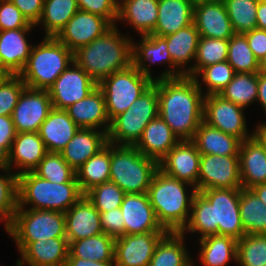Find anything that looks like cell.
<instances>
[{
  "label": "cell",
  "mask_w": 266,
  "mask_h": 266,
  "mask_svg": "<svg viewBox=\"0 0 266 266\" xmlns=\"http://www.w3.org/2000/svg\"><path fill=\"white\" fill-rule=\"evenodd\" d=\"M201 79L183 76L156 80L158 115L181 140H192L203 121Z\"/></svg>",
  "instance_id": "1"
},
{
  "label": "cell",
  "mask_w": 266,
  "mask_h": 266,
  "mask_svg": "<svg viewBox=\"0 0 266 266\" xmlns=\"http://www.w3.org/2000/svg\"><path fill=\"white\" fill-rule=\"evenodd\" d=\"M240 188H214L197 192L183 234L197 232L199 239L210 235H226L237 240L245 235L241 223Z\"/></svg>",
  "instance_id": "2"
},
{
  "label": "cell",
  "mask_w": 266,
  "mask_h": 266,
  "mask_svg": "<svg viewBox=\"0 0 266 266\" xmlns=\"http://www.w3.org/2000/svg\"><path fill=\"white\" fill-rule=\"evenodd\" d=\"M133 37L120 34L114 25L104 35L73 52V61L97 84L132 65Z\"/></svg>",
  "instance_id": "3"
},
{
  "label": "cell",
  "mask_w": 266,
  "mask_h": 266,
  "mask_svg": "<svg viewBox=\"0 0 266 266\" xmlns=\"http://www.w3.org/2000/svg\"><path fill=\"white\" fill-rule=\"evenodd\" d=\"M188 186L192 187V192L187 195ZM196 193L194 186L168 176L160 169L154 174L147 192L158 222L168 232H181L187 225Z\"/></svg>",
  "instance_id": "4"
},
{
  "label": "cell",
  "mask_w": 266,
  "mask_h": 266,
  "mask_svg": "<svg viewBox=\"0 0 266 266\" xmlns=\"http://www.w3.org/2000/svg\"><path fill=\"white\" fill-rule=\"evenodd\" d=\"M18 207L29 209L54 210L66 212L84 194L78 183H54L50 182L33 171L18 175Z\"/></svg>",
  "instance_id": "5"
},
{
  "label": "cell",
  "mask_w": 266,
  "mask_h": 266,
  "mask_svg": "<svg viewBox=\"0 0 266 266\" xmlns=\"http://www.w3.org/2000/svg\"><path fill=\"white\" fill-rule=\"evenodd\" d=\"M72 62L71 50L55 37H44L40 44L32 46L19 76L28 88L48 90Z\"/></svg>",
  "instance_id": "6"
},
{
  "label": "cell",
  "mask_w": 266,
  "mask_h": 266,
  "mask_svg": "<svg viewBox=\"0 0 266 266\" xmlns=\"http://www.w3.org/2000/svg\"><path fill=\"white\" fill-rule=\"evenodd\" d=\"M159 163L135 146L110 143V180L126 194L147 193Z\"/></svg>",
  "instance_id": "7"
},
{
  "label": "cell",
  "mask_w": 266,
  "mask_h": 266,
  "mask_svg": "<svg viewBox=\"0 0 266 266\" xmlns=\"http://www.w3.org/2000/svg\"><path fill=\"white\" fill-rule=\"evenodd\" d=\"M21 252L29 243L48 238H66L65 213L54 210L17 208L6 228Z\"/></svg>",
  "instance_id": "8"
},
{
  "label": "cell",
  "mask_w": 266,
  "mask_h": 266,
  "mask_svg": "<svg viewBox=\"0 0 266 266\" xmlns=\"http://www.w3.org/2000/svg\"><path fill=\"white\" fill-rule=\"evenodd\" d=\"M158 116L156 80L125 111L115 116L107 133L108 142L115 145L135 146L145 127Z\"/></svg>",
  "instance_id": "9"
},
{
  "label": "cell",
  "mask_w": 266,
  "mask_h": 266,
  "mask_svg": "<svg viewBox=\"0 0 266 266\" xmlns=\"http://www.w3.org/2000/svg\"><path fill=\"white\" fill-rule=\"evenodd\" d=\"M152 84L153 80L143 75L133 65L103 79L98 87L104 94L110 121L125 112Z\"/></svg>",
  "instance_id": "10"
},
{
  "label": "cell",
  "mask_w": 266,
  "mask_h": 266,
  "mask_svg": "<svg viewBox=\"0 0 266 266\" xmlns=\"http://www.w3.org/2000/svg\"><path fill=\"white\" fill-rule=\"evenodd\" d=\"M243 109L219 94L207 95L204 96L203 121L211 127L244 141L252 137L255 130L248 134Z\"/></svg>",
  "instance_id": "11"
},
{
  "label": "cell",
  "mask_w": 266,
  "mask_h": 266,
  "mask_svg": "<svg viewBox=\"0 0 266 266\" xmlns=\"http://www.w3.org/2000/svg\"><path fill=\"white\" fill-rule=\"evenodd\" d=\"M214 188H242L239 155L201 154L197 192Z\"/></svg>",
  "instance_id": "12"
},
{
  "label": "cell",
  "mask_w": 266,
  "mask_h": 266,
  "mask_svg": "<svg viewBox=\"0 0 266 266\" xmlns=\"http://www.w3.org/2000/svg\"><path fill=\"white\" fill-rule=\"evenodd\" d=\"M98 84L74 61L48 88L53 108L66 109L84 99Z\"/></svg>",
  "instance_id": "13"
},
{
  "label": "cell",
  "mask_w": 266,
  "mask_h": 266,
  "mask_svg": "<svg viewBox=\"0 0 266 266\" xmlns=\"http://www.w3.org/2000/svg\"><path fill=\"white\" fill-rule=\"evenodd\" d=\"M141 42L134 43L133 41V50H132V65L138 69L143 75L149 77L153 81L161 79H170L185 76L182 71H180L172 61L170 53L168 52L167 41L164 37L157 36L154 34L141 35ZM153 64H162L169 63V70L163 71L159 77H152L151 70L149 69ZM173 69V70H172Z\"/></svg>",
  "instance_id": "14"
},
{
  "label": "cell",
  "mask_w": 266,
  "mask_h": 266,
  "mask_svg": "<svg viewBox=\"0 0 266 266\" xmlns=\"http://www.w3.org/2000/svg\"><path fill=\"white\" fill-rule=\"evenodd\" d=\"M52 108L48 90L26 87L11 115L17 133L39 132Z\"/></svg>",
  "instance_id": "15"
},
{
  "label": "cell",
  "mask_w": 266,
  "mask_h": 266,
  "mask_svg": "<svg viewBox=\"0 0 266 266\" xmlns=\"http://www.w3.org/2000/svg\"><path fill=\"white\" fill-rule=\"evenodd\" d=\"M113 26L108 19L79 9L55 38L75 52L104 35Z\"/></svg>",
  "instance_id": "16"
},
{
  "label": "cell",
  "mask_w": 266,
  "mask_h": 266,
  "mask_svg": "<svg viewBox=\"0 0 266 266\" xmlns=\"http://www.w3.org/2000/svg\"><path fill=\"white\" fill-rule=\"evenodd\" d=\"M167 232L122 235L115 239L116 266H149L155 248Z\"/></svg>",
  "instance_id": "17"
},
{
  "label": "cell",
  "mask_w": 266,
  "mask_h": 266,
  "mask_svg": "<svg viewBox=\"0 0 266 266\" xmlns=\"http://www.w3.org/2000/svg\"><path fill=\"white\" fill-rule=\"evenodd\" d=\"M200 160L196 145L191 140H181L159 162V169L197 189Z\"/></svg>",
  "instance_id": "18"
},
{
  "label": "cell",
  "mask_w": 266,
  "mask_h": 266,
  "mask_svg": "<svg viewBox=\"0 0 266 266\" xmlns=\"http://www.w3.org/2000/svg\"><path fill=\"white\" fill-rule=\"evenodd\" d=\"M120 209L124 218V235L168 232L158 222L147 193L125 194Z\"/></svg>",
  "instance_id": "19"
},
{
  "label": "cell",
  "mask_w": 266,
  "mask_h": 266,
  "mask_svg": "<svg viewBox=\"0 0 266 266\" xmlns=\"http://www.w3.org/2000/svg\"><path fill=\"white\" fill-rule=\"evenodd\" d=\"M193 23L202 37L230 39L235 34L223 0L195 3Z\"/></svg>",
  "instance_id": "20"
},
{
  "label": "cell",
  "mask_w": 266,
  "mask_h": 266,
  "mask_svg": "<svg viewBox=\"0 0 266 266\" xmlns=\"http://www.w3.org/2000/svg\"><path fill=\"white\" fill-rule=\"evenodd\" d=\"M239 166L242 188L266 183V145L256 133L241 142Z\"/></svg>",
  "instance_id": "21"
},
{
  "label": "cell",
  "mask_w": 266,
  "mask_h": 266,
  "mask_svg": "<svg viewBox=\"0 0 266 266\" xmlns=\"http://www.w3.org/2000/svg\"><path fill=\"white\" fill-rule=\"evenodd\" d=\"M65 226L69 244L103 233L100 213L85 194L65 212Z\"/></svg>",
  "instance_id": "22"
},
{
  "label": "cell",
  "mask_w": 266,
  "mask_h": 266,
  "mask_svg": "<svg viewBox=\"0 0 266 266\" xmlns=\"http://www.w3.org/2000/svg\"><path fill=\"white\" fill-rule=\"evenodd\" d=\"M33 28L0 31V68L8 75H19L33 45L26 38Z\"/></svg>",
  "instance_id": "23"
},
{
  "label": "cell",
  "mask_w": 266,
  "mask_h": 266,
  "mask_svg": "<svg viewBox=\"0 0 266 266\" xmlns=\"http://www.w3.org/2000/svg\"><path fill=\"white\" fill-rule=\"evenodd\" d=\"M107 144V132L94 128H79L60 153L62 158L76 171Z\"/></svg>",
  "instance_id": "24"
},
{
  "label": "cell",
  "mask_w": 266,
  "mask_h": 266,
  "mask_svg": "<svg viewBox=\"0 0 266 266\" xmlns=\"http://www.w3.org/2000/svg\"><path fill=\"white\" fill-rule=\"evenodd\" d=\"M65 110L80 128H102V131L108 133L111 121L106 111L104 94L99 87Z\"/></svg>",
  "instance_id": "25"
},
{
  "label": "cell",
  "mask_w": 266,
  "mask_h": 266,
  "mask_svg": "<svg viewBox=\"0 0 266 266\" xmlns=\"http://www.w3.org/2000/svg\"><path fill=\"white\" fill-rule=\"evenodd\" d=\"M47 152L38 132L17 133L9 151V169L13 170V166L19 168L21 171L16 175L31 172Z\"/></svg>",
  "instance_id": "26"
},
{
  "label": "cell",
  "mask_w": 266,
  "mask_h": 266,
  "mask_svg": "<svg viewBox=\"0 0 266 266\" xmlns=\"http://www.w3.org/2000/svg\"><path fill=\"white\" fill-rule=\"evenodd\" d=\"M17 266H64L69 255L67 238H48L29 243L21 252Z\"/></svg>",
  "instance_id": "27"
},
{
  "label": "cell",
  "mask_w": 266,
  "mask_h": 266,
  "mask_svg": "<svg viewBox=\"0 0 266 266\" xmlns=\"http://www.w3.org/2000/svg\"><path fill=\"white\" fill-rule=\"evenodd\" d=\"M179 141L170 127L158 115L145 127L135 147L146 157L159 163Z\"/></svg>",
  "instance_id": "28"
},
{
  "label": "cell",
  "mask_w": 266,
  "mask_h": 266,
  "mask_svg": "<svg viewBox=\"0 0 266 266\" xmlns=\"http://www.w3.org/2000/svg\"><path fill=\"white\" fill-rule=\"evenodd\" d=\"M79 128L66 110L52 108L38 133L48 152H60Z\"/></svg>",
  "instance_id": "29"
},
{
  "label": "cell",
  "mask_w": 266,
  "mask_h": 266,
  "mask_svg": "<svg viewBox=\"0 0 266 266\" xmlns=\"http://www.w3.org/2000/svg\"><path fill=\"white\" fill-rule=\"evenodd\" d=\"M194 3L191 0H158V18L150 33L164 37L193 23Z\"/></svg>",
  "instance_id": "30"
},
{
  "label": "cell",
  "mask_w": 266,
  "mask_h": 266,
  "mask_svg": "<svg viewBox=\"0 0 266 266\" xmlns=\"http://www.w3.org/2000/svg\"><path fill=\"white\" fill-rule=\"evenodd\" d=\"M204 155H239L241 140L202 121L191 140Z\"/></svg>",
  "instance_id": "31"
},
{
  "label": "cell",
  "mask_w": 266,
  "mask_h": 266,
  "mask_svg": "<svg viewBox=\"0 0 266 266\" xmlns=\"http://www.w3.org/2000/svg\"><path fill=\"white\" fill-rule=\"evenodd\" d=\"M157 18L158 0H119L117 22H128L141 35L155 29Z\"/></svg>",
  "instance_id": "32"
},
{
  "label": "cell",
  "mask_w": 266,
  "mask_h": 266,
  "mask_svg": "<svg viewBox=\"0 0 266 266\" xmlns=\"http://www.w3.org/2000/svg\"><path fill=\"white\" fill-rule=\"evenodd\" d=\"M168 45V52L173 64L187 76V65L192 59L195 61L200 34L194 23L164 36ZM186 68H185V67ZM181 67H183L181 69Z\"/></svg>",
  "instance_id": "33"
},
{
  "label": "cell",
  "mask_w": 266,
  "mask_h": 266,
  "mask_svg": "<svg viewBox=\"0 0 266 266\" xmlns=\"http://www.w3.org/2000/svg\"><path fill=\"white\" fill-rule=\"evenodd\" d=\"M198 240L202 266H226L231 260L237 262V239L215 234Z\"/></svg>",
  "instance_id": "34"
},
{
  "label": "cell",
  "mask_w": 266,
  "mask_h": 266,
  "mask_svg": "<svg viewBox=\"0 0 266 266\" xmlns=\"http://www.w3.org/2000/svg\"><path fill=\"white\" fill-rule=\"evenodd\" d=\"M184 236L182 232H167L157 244L149 266H192Z\"/></svg>",
  "instance_id": "35"
},
{
  "label": "cell",
  "mask_w": 266,
  "mask_h": 266,
  "mask_svg": "<svg viewBox=\"0 0 266 266\" xmlns=\"http://www.w3.org/2000/svg\"><path fill=\"white\" fill-rule=\"evenodd\" d=\"M76 179L83 194L110 180V142L76 170Z\"/></svg>",
  "instance_id": "36"
},
{
  "label": "cell",
  "mask_w": 266,
  "mask_h": 266,
  "mask_svg": "<svg viewBox=\"0 0 266 266\" xmlns=\"http://www.w3.org/2000/svg\"><path fill=\"white\" fill-rule=\"evenodd\" d=\"M115 237L98 234L69 244L68 257L82 258L98 262L114 261Z\"/></svg>",
  "instance_id": "37"
},
{
  "label": "cell",
  "mask_w": 266,
  "mask_h": 266,
  "mask_svg": "<svg viewBox=\"0 0 266 266\" xmlns=\"http://www.w3.org/2000/svg\"><path fill=\"white\" fill-rule=\"evenodd\" d=\"M78 10L76 0H44L42 15L35 26H44L45 37H56Z\"/></svg>",
  "instance_id": "38"
},
{
  "label": "cell",
  "mask_w": 266,
  "mask_h": 266,
  "mask_svg": "<svg viewBox=\"0 0 266 266\" xmlns=\"http://www.w3.org/2000/svg\"><path fill=\"white\" fill-rule=\"evenodd\" d=\"M239 212L245 234H266V205L251 189L240 188Z\"/></svg>",
  "instance_id": "39"
},
{
  "label": "cell",
  "mask_w": 266,
  "mask_h": 266,
  "mask_svg": "<svg viewBox=\"0 0 266 266\" xmlns=\"http://www.w3.org/2000/svg\"><path fill=\"white\" fill-rule=\"evenodd\" d=\"M219 95L246 109L253 102H257L258 73H235Z\"/></svg>",
  "instance_id": "40"
},
{
  "label": "cell",
  "mask_w": 266,
  "mask_h": 266,
  "mask_svg": "<svg viewBox=\"0 0 266 266\" xmlns=\"http://www.w3.org/2000/svg\"><path fill=\"white\" fill-rule=\"evenodd\" d=\"M229 39L207 38L200 36L195 64H189L187 76L194 77L208 65L227 61Z\"/></svg>",
  "instance_id": "41"
},
{
  "label": "cell",
  "mask_w": 266,
  "mask_h": 266,
  "mask_svg": "<svg viewBox=\"0 0 266 266\" xmlns=\"http://www.w3.org/2000/svg\"><path fill=\"white\" fill-rule=\"evenodd\" d=\"M227 62L233 67L235 73L260 72L259 61L242 33H235L229 39Z\"/></svg>",
  "instance_id": "42"
},
{
  "label": "cell",
  "mask_w": 266,
  "mask_h": 266,
  "mask_svg": "<svg viewBox=\"0 0 266 266\" xmlns=\"http://www.w3.org/2000/svg\"><path fill=\"white\" fill-rule=\"evenodd\" d=\"M33 172L54 183H78L76 171L62 158L60 152H47Z\"/></svg>",
  "instance_id": "43"
},
{
  "label": "cell",
  "mask_w": 266,
  "mask_h": 266,
  "mask_svg": "<svg viewBox=\"0 0 266 266\" xmlns=\"http://www.w3.org/2000/svg\"><path fill=\"white\" fill-rule=\"evenodd\" d=\"M235 33H245L257 27L259 0H223Z\"/></svg>",
  "instance_id": "44"
},
{
  "label": "cell",
  "mask_w": 266,
  "mask_h": 266,
  "mask_svg": "<svg viewBox=\"0 0 266 266\" xmlns=\"http://www.w3.org/2000/svg\"><path fill=\"white\" fill-rule=\"evenodd\" d=\"M237 264L266 266V234H245L238 240Z\"/></svg>",
  "instance_id": "45"
},
{
  "label": "cell",
  "mask_w": 266,
  "mask_h": 266,
  "mask_svg": "<svg viewBox=\"0 0 266 266\" xmlns=\"http://www.w3.org/2000/svg\"><path fill=\"white\" fill-rule=\"evenodd\" d=\"M2 171L3 175H0V221L4 220L6 230L18 207V175L10 173V169Z\"/></svg>",
  "instance_id": "46"
},
{
  "label": "cell",
  "mask_w": 266,
  "mask_h": 266,
  "mask_svg": "<svg viewBox=\"0 0 266 266\" xmlns=\"http://www.w3.org/2000/svg\"><path fill=\"white\" fill-rule=\"evenodd\" d=\"M235 71L233 67L227 62H219L216 64H211L201 69L194 78L202 77V84L207 86V90L202 92L204 96L212 94H220V92L228 85V83L233 79Z\"/></svg>",
  "instance_id": "47"
},
{
  "label": "cell",
  "mask_w": 266,
  "mask_h": 266,
  "mask_svg": "<svg viewBox=\"0 0 266 266\" xmlns=\"http://www.w3.org/2000/svg\"><path fill=\"white\" fill-rule=\"evenodd\" d=\"M125 194L111 181L98 184L85 193L99 213L120 208Z\"/></svg>",
  "instance_id": "48"
},
{
  "label": "cell",
  "mask_w": 266,
  "mask_h": 266,
  "mask_svg": "<svg viewBox=\"0 0 266 266\" xmlns=\"http://www.w3.org/2000/svg\"><path fill=\"white\" fill-rule=\"evenodd\" d=\"M27 86L19 75H6L0 82V116H11Z\"/></svg>",
  "instance_id": "49"
},
{
  "label": "cell",
  "mask_w": 266,
  "mask_h": 266,
  "mask_svg": "<svg viewBox=\"0 0 266 266\" xmlns=\"http://www.w3.org/2000/svg\"><path fill=\"white\" fill-rule=\"evenodd\" d=\"M34 27L10 0H0V31Z\"/></svg>",
  "instance_id": "50"
},
{
  "label": "cell",
  "mask_w": 266,
  "mask_h": 266,
  "mask_svg": "<svg viewBox=\"0 0 266 266\" xmlns=\"http://www.w3.org/2000/svg\"><path fill=\"white\" fill-rule=\"evenodd\" d=\"M78 8L83 11L104 17L113 25L118 19L119 0H76Z\"/></svg>",
  "instance_id": "51"
},
{
  "label": "cell",
  "mask_w": 266,
  "mask_h": 266,
  "mask_svg": "<svg viewBox=\"0 0 266 266\" xmlns=\"http://www.w3.org/2000/svg\"><path fill=\"white\" fill-rule=\"evenodd\" d=\"M100 221L104 234L115 238L124 235V218L120 208L101 212Z\"/></svg>",
  "instance_id": "52"
},
{
  "label": "cell",
  "mask_w": 266,
  "mask_h": 266,
  "mask_svg": "<svg viewBox=\"0 0 266 266\" xmlns=\"http://www.w3.org/2000/svg\"><path fill=\"white\" fill-rule=\"evenodd\" d=\"M30 24L36 25L42 15L44 0H10Z\"/></svg>",
  "instance_id": "53"
},
{
  "label": "cell",
  "mask_w": 266,
  "mask_h": 266,
  "mask_svg": "<svg viewBox=\"0 0 266 266\" xmlns=\"http://www.w3.org/2000/svg\"><path fill=\"white\" fill-rule=\"evenodd\" d=\"M255 58L260 62L266 55V30L255 28L243 33Z\"/></svg>",
  "instance_id": "54"
},
{
  "label": "cell",
  "mask_w": 266,
  "mask_h": 266,
  "mask_svg": "<svg viewBox=\"0 0 266 266\" xmlns=\"http://www.w3.org/2000/svg\"><path fill=\"white\" fill-rule=\"evenodd\" d=\"M17 135L11 116H0V141H13Z\"/></svg>",
  "instance_id": "55"
},
{
  "label": "cell",
  "mask_w": 266,
  "mask_h": 266,
  "mask_svg": "<svg viewBox=\"0 0 266 266\" xmlns=\"http://www.w3.org/2000/svg\"><path fill=\"white\" fill-rule=\"evenodd\" d=\"M64 266H116L115 261L98 262L93 260H83L77 257H68Z\"/></svg>",
  "instance_id": "56"
},
{
  "label": "cell",
  "mask_w": 266,
  "mask_h": 266,
  "mask_svg": "<svg viewBox=\"0 0 266 266\" xmlns=\"http://www.w3.org/2000/svg\"><path fill=\"white\" fill-rule=\"evenodd\" d=\"M257 102L266 114V72H258V95Z\"/></svg>",
  "instance_id": "57"
},
{
  "label": "cell",
  "mask_w": 266,
  "mask_h": 266,
  "mask_svg": "<svg viewBox=\"0 0 266 266\" xmlns=\"http://www.w3.org/2000/svg\"><path fill=\"white\" fill-rule=\"evenodd\" d=\"M13 141H0V170L9 169V151Z\"/></svg>",
  "instance_id": "58"
},
{
  "label": "cell",
  "mask_w": 266,
  "mask_h": 266,
  "mask_svg": "<svg viewBox=\"0 0 266 266\" xmlns=\"http://www.w3.org/2000/svg\"><path fill=\"white\" fill-rule=\"evenodd\" d=\"M257 27L258 29L266 30V2L259 0L257 6Z\"/></svg>",
  "instance_id": "59"
},
{
  "label": "cell",
  "mask_w": 266,
  "mask_h": 266,
  "mask_svg": "<svg viewBox=\"0 0 266 266\" xmlns=\"http://www.w3.org/2000/svg\"><path fill=\"white\" fill-rule=\"evenodd\" d=\"M259 199L266 205V183L258 184L250 188Z\"/></svg>",
  "instance_id": "60"
},
{
  "label": "cell",
  "mask_w": 266,
  "mask_h": 266,
  "mask_svg": "<svg viewBox=\"0 0 266 266\" xmlns=\"http://www.w3.org/2000/svg\"><path fill=\"white\" fill-rule=\"evenodd\" d=\"M255 133L262 139L266 145V122L259 123L255 128Z\"/></svg>",
  "instance_id": "61"
},
{
  "label": "cell",
  "mask_w": 266,
  "mask_h": 266,
  "mask_svg": "<svg viewBox=\"0 0 266 266\" xmlns=\"http://www.w3.org/2000/svg\"><path fill=\"white\" fill-rule=\"evenodd\" d=\"M260 71L266 72V55L259 62Z\"/></svg>",
  "instance_id": "62"
},
{
  "label": "cell",
  "mask_w": 266,
  "mask_h": 266,
  "mask_svg": "<svg viewBox=\"0 0 266 266\" xmlns=\"http://www.w3.org/2000/svg\"><path fill=\"white\" fill-rule=\"evenodd\" d=\"M6 75L7 74L0 68V82L4 79Z\"/></svg>",
  "instance_id": "63"
},
{
  "label": "cell",
  "mask_w": 266,
  "mask_h": 266,
  "mask_svg": "<svg viewBox=\"0 0 266 266\" xmlns=\"http://www.w3.org/2000/svg\"><path fill=\"white\" fill-rule=\"evenodd\" d=\"M194 4L201 1H216V0H191Z\"/></svg>",
  "instance_id": "64"
}]
</instances>
